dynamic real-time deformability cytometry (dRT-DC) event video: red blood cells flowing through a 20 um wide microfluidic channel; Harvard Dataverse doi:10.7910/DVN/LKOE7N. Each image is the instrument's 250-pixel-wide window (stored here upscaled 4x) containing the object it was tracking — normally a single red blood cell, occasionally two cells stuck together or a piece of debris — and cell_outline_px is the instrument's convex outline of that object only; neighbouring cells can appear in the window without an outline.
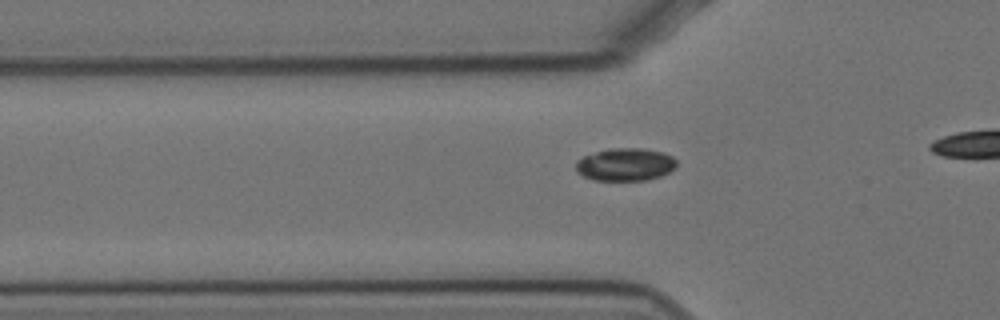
{"species": "Egyptian fruit bat (a non-hibernating species)", "species_latin": "Rousettus aegyptiacus", "temperature_condition": "cold", "stored_images_in_passage": 21, "camera_frame_rate_fps": 3000, "um_per_image_px": 0.085, "animal": {"sex": "female"}, "frame": {"image": 1, "passage_image": 4, "time_ms": 1.0, "image_size_px": [1000, 320], "cell_outline_px": [[676, 168], [660, 176], [644, 180], [592, 180], [576, 172], [576, 160], [584, 156], [596, 152], [612, 148], [644, 148], [664, 152], [672, 156], [676, 160]], "centroid_in_image_um": [53.16, 13.98], "position_along_channel_um": 72.6, "area_um2": 19.25}}
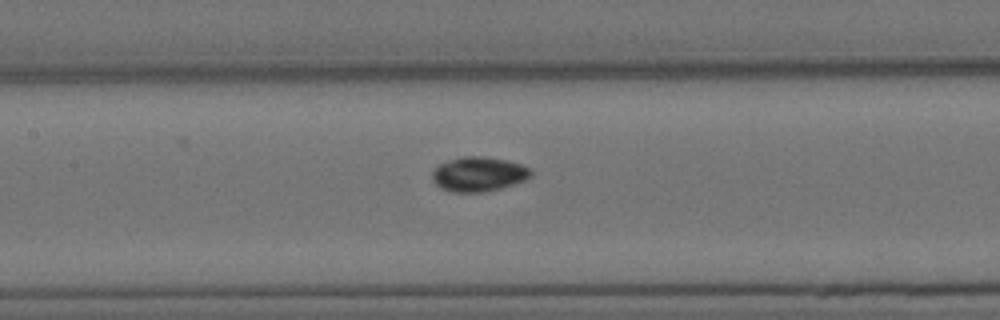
{"frame": {"image": 2, "passage_image": 12, "time_ms": 3.667, "image_size_px": [1000, 320], "cell_outline_px": [[532, 176], [524, 180], [500, 188], [484, 192], [452, 192], [440, 188], [432, 180], [432, 172], [440, 164], [464, 156], [480, 156], [504, 160], [520, 164], [528, 168], [532, 172]], "centroid_in_image_um": [40.66, 14.82], "position_along_channel_um": 166.7, "area_um2": 19.54}}
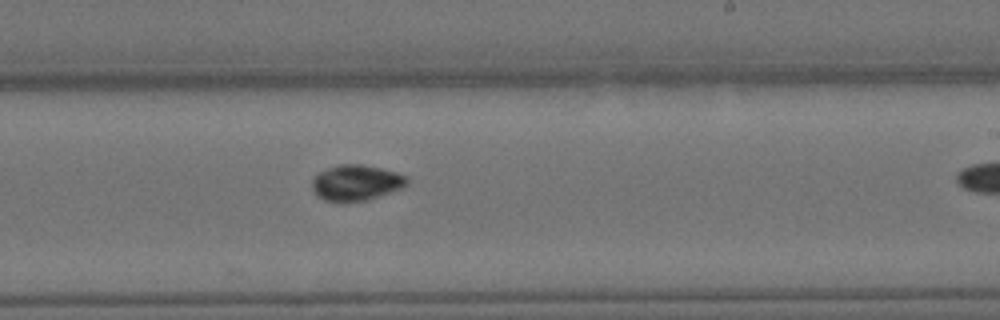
{"frame": {"image": 3, "passage_image": 20, "time_ms": 6.333, "image_size_px": [1000, 320], "cell_outline_px": [[408, 184], [400, 188], [368, 200], [324, 200], [316, 196], [312, 188], [312, 180], [320, 172], [328, 168], [340, 164], [360, 164], [380, 168], [396, 172], [408, 176]], "centroid_in_image_um": [30.28, 15.51], "position_along_channel_um": 258.7, "area_um2": 19.36}}